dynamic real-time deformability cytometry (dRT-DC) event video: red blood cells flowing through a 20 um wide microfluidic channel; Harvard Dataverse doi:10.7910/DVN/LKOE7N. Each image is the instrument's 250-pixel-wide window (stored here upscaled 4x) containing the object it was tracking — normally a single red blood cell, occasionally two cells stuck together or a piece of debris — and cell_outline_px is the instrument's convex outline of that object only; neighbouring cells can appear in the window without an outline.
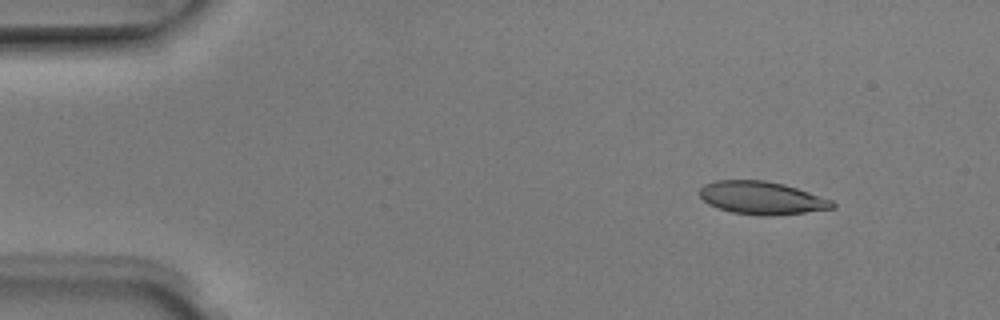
{"species": "Egyptian fruit bat (a non-hibernating species)", "species_latin": "Rousettus aegyptiacus", "temperature_condition": "room temperature", "stored_images_in_passage": 5, "camera_frame_rate_fps": 3000, "um_per_image_px": 0.085, "animal": {"sex": "male"}, "frame": {"image": 1, "passage_image": 1, "time_ms": 0.0, "image_size_px": [1000, 320], "cell_outline_px": [[836, 208], [772, 216], [760, 216], [732, 212], [708, 204], [700, 196], [700, 188], [704, 184], [716, 180], [764, 180], [784, 184], [832, 200], [836, 204]], "centroid_in_image_um": [64.75, 16.82], "position_along_channel_um": 20.2, "area_um2": 25.37}}
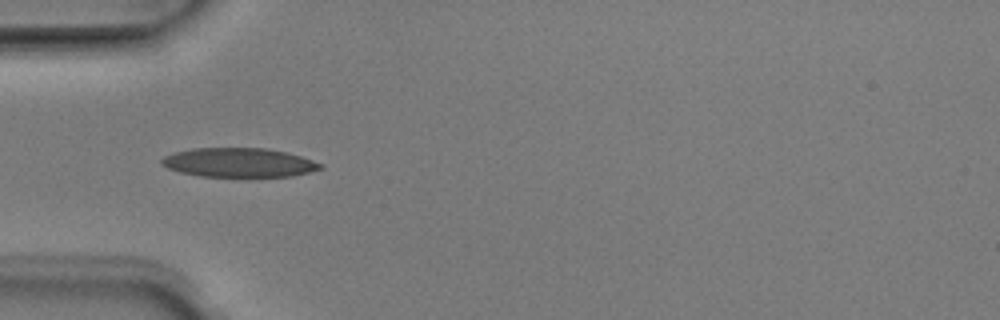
{"frame": {"image": 2, "passage_image": 4, "time_ms": 1.0, "image_size_px": [1000, 320], "cell_outline_px": [[324, 168], [292, 176], [200, 176], [180, 172], [168, 168], [160, 164], [160, 160], [164, 156], [176, 152], [192, 148], [264, 148], [284, 152], [300, 156], [324, 164]], "centroid_in_image_um": [20.29, 13.81], "position_along_channel_um": 64.7, "area_um2": 26.76}}
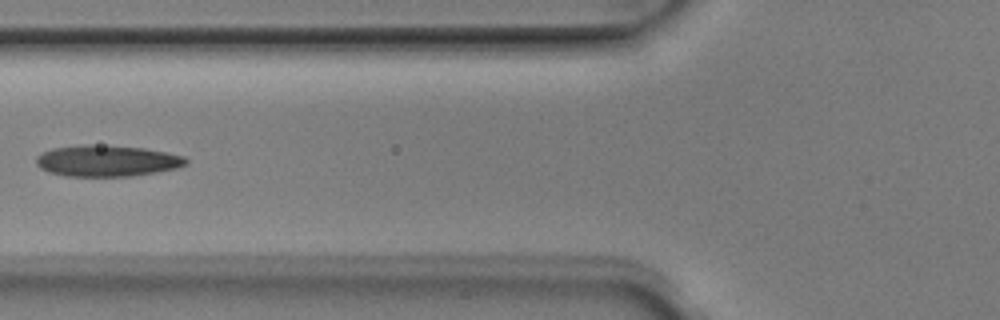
{"frame": {"image": 3, "passage_image": 5, "time_ms": 1.333, "image_size_px": [1000, 320], "cell_outline_px": [[188, 164], [176, 168], [156, 172], [132, 176], [64, 176], [48, 172], [40, 168], [36, 164], [36, 156], [40, 152], [52, 148], [88, 144], [92, 144], [144, 148], [184, 156], [188, 160]], "centroid_in_image_um": [9.05, 13.67], "position_along_channel_um": 116.7, "area_um2": 27.4}}